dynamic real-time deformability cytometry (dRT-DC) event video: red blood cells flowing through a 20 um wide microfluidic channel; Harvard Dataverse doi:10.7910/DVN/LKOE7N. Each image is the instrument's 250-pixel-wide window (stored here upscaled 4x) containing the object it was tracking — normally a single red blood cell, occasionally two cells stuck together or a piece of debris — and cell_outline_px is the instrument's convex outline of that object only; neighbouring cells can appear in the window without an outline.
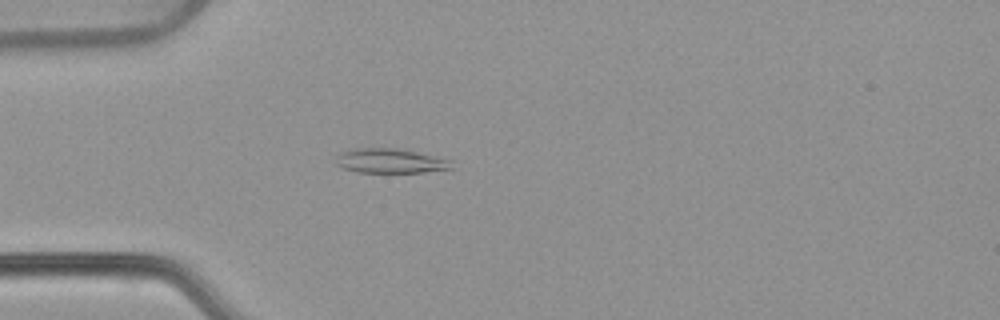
{"species": "common noctule bat (a hibernating species)", "species_latin": "Nyctalus noctula", "temperature_condition": "warm", "stored_images_in_passage": 40, "camera_frame_rate_fps": 3000, "um_per_image_px": 0.085, "animal": {"sex": "female", "body_mass_g": 22.7, "forearm_length_mm": 54.2}, "frame": {"image": 1, "passage_image": 2, "time_ms": 0.333, "image_size_px": [1000, 320], "cell_outline_px": [[452, 168], [424, 172], [360, 172], [344, 168], [336, 164], [336, 156], [340, 152], [352, 148], [396, 148], [416, 152], [452, 160]], "centroid_in_image_um": [33.15, 13.67], "position_along_channel_um": 51.9, "area_um2": 16.42}}
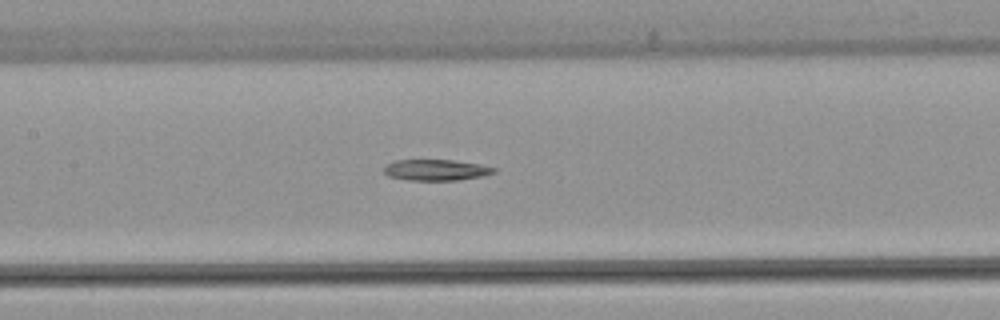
{"frame": {"image": 2, "passage_image": 12, "time_ms": 3.667, "image_size_px": [1000, 320], "cell_outline_px": [[496, 172], [480, 176], [456, 180], [412, 180], [388, 176], [384, 172], [384, 164], [396, 160], [452, 160], [480, 164], [496, 168]], "centroid_in_image_um": [37.03, 14.44], "position_along_channel_um": 170.4, "area_um2": 13.35}}
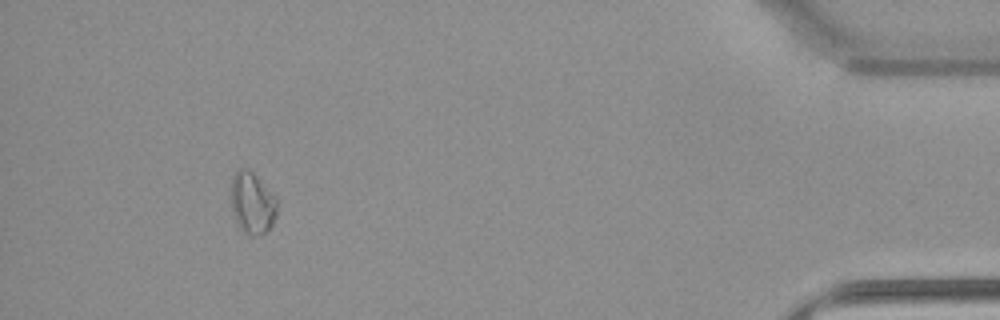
{"frame": {"image": 3, "passage_image": 36, "time_ms": 11.667, "image_size_px": [1000, 320], "cell_outline_px": [[276, 216], [272, 224], [264, 232], [256, 236], [252, 236], [244, 232], [240, 228], [236, 220], [232, 208], [232, 176], [236, 168], [248, 168], [276, 196]], "centroid_in_image_um": [21.44, 17.23], "position_along_channel_um": 413.8, "area_um2": 16.36}}